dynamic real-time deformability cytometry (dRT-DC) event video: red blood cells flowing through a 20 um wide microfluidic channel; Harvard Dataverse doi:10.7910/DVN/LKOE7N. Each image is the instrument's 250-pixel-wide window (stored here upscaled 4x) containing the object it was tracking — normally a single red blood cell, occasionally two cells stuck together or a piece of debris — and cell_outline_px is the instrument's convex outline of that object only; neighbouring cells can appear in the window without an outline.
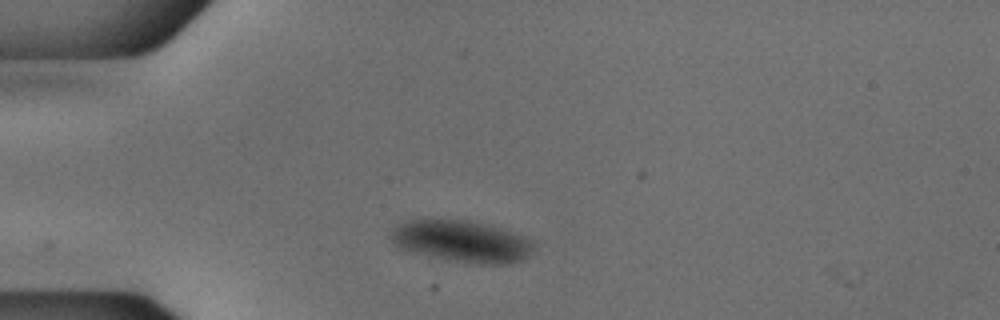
{"species": "common noctule bat (a hibernating species)", "species_latin": "Nyctalus noctula", "temperature_condition": "cold", "stored_images_in_passage": 5, "camera_frame_rate_fps": 3000, "um_per_image_px": 0.085, "animal": {"sex": "male", "body_mass_g": 18.8}, "frame": {"image": 1, "passage_image": 3, "time_ms": 0.667, "image_size_px": [1000, 320], "cell_outline_px": [[536, 248], [524, 260], [512, 264], [476, 264], [448, 260], [400, 248], [392, 240], [392, 232], [400, 224], [412, 220], [468, 220], [500, 228], [524, 236], [532, 240]], "centroid_in_image_um": [39.37, 20.54], "position_along_channel_um": 45.6, "area_um2": 34.33}}